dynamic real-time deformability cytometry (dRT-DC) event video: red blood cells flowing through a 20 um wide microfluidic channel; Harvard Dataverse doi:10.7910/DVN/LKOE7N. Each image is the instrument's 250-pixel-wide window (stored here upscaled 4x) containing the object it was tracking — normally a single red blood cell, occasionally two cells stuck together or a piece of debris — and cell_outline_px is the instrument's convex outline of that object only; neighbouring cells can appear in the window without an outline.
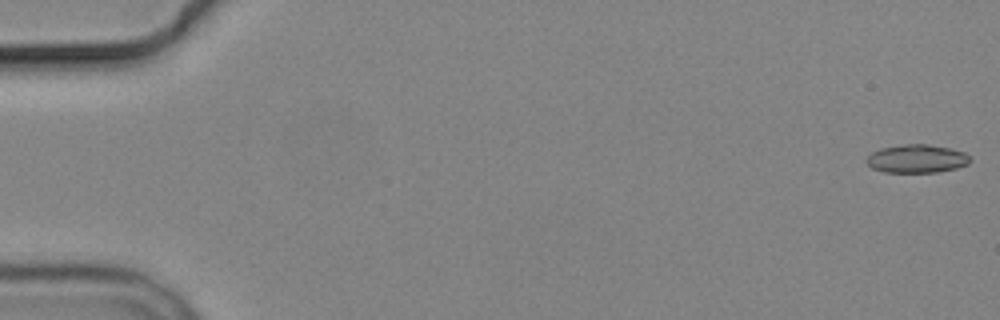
{"species": "common noctule bat (a hibernating species)", "species_latin": "Nyctalus noctula", "temperature_condition": "cold", "stored_images_in_passage": 6, "camera_frame_rate_fps": 3000, "um_per_image_px": 0.085, "animal": {"sex": "male", "body_mass_g": 19.2, "forearm_length_mm": 51.8}, "frame": {"image": 1, "passage_image": 1, "time_ms": 0.0, "image_size_px": [1000, 320], "cell_outline_px": [[972, 160], [968, 164], [956, 168], [936, 172], [884, 172], [872, 168], [864, 160], [872, 152], [880, 148], [904, 144], [928, 144], [952, 148], [964, 152]], "centroid_in_image_um": [77.92, 13.48], "position_along_channel_um": 7.1, "area_um2": 17.17}}
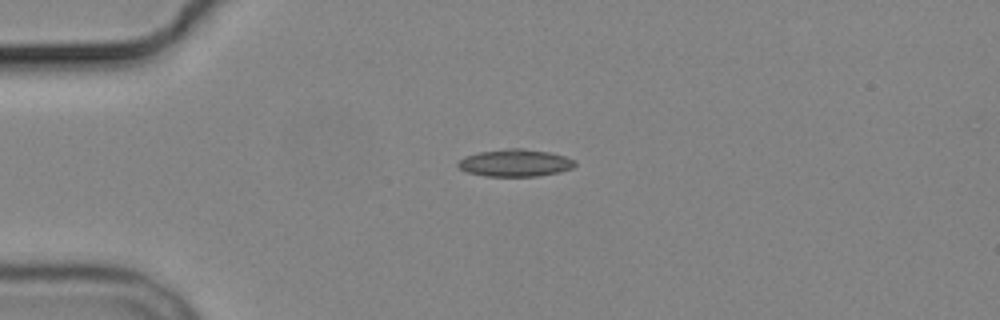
{"frame": {"image": 2, "passage_image": 4, "time_ms": 4.333, "image_size_px": [1000, 320], "cell_outline_px": [[576, 164], [572, 168], [560, 172], [540, 176], [484, 176], [468, 172], [460, 168], [456, 164], [460, 160], [468, 156], [480, 152], [504, 148], [520, 148], [548, 152], [564, 156], [576, 160]], "centroid_in_image_um": [43.82, 13.85], "position_along_channel_um": 41.2, "area_um2": 18.5}}
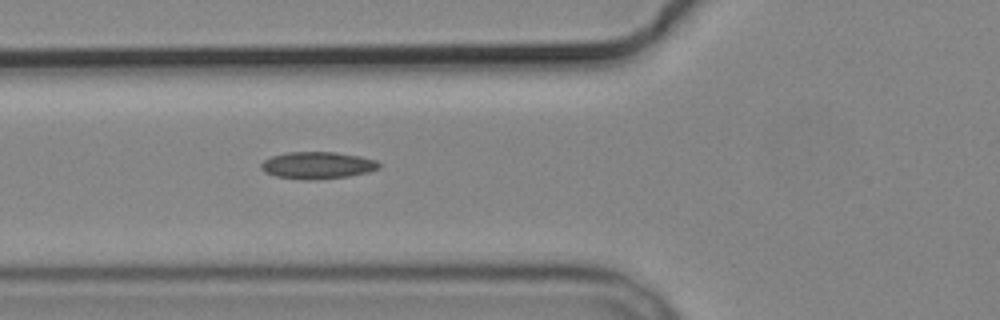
{"frame": {"image": 3, "passage_image": 6, "time_ms": 6.667, "image_size_px": [1000, 320], "cell_outline_px": [[380, 168], [368, 172], [348, 176], [312, 180], [304, 180], [276, 176], [264, 172], [260, 168], [260, 164], [264, 160], [272, 156], [284, 152], [332, 152], [360, 156], [376, 160], [380, 164]], "centroid_in_image_um": [26.96, 14.05], "position_along_channel_um": 98.8, "area_um2": 18.61}}